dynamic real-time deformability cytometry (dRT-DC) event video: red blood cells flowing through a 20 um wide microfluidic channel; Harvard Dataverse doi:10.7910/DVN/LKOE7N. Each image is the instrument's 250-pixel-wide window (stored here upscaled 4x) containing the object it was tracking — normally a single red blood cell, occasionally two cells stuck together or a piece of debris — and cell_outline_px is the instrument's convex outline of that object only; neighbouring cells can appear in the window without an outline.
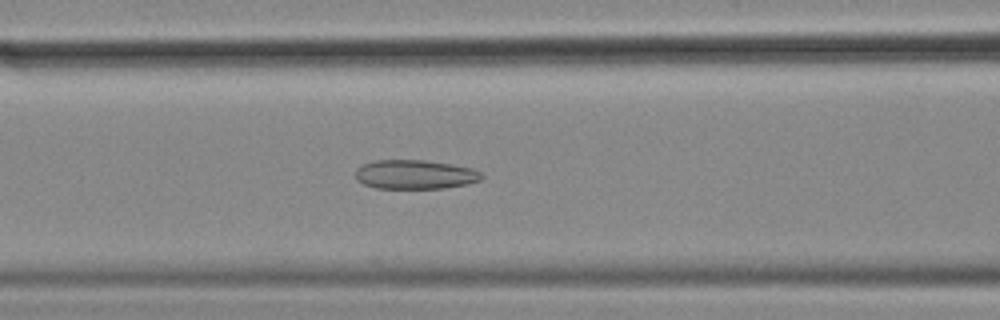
{"species": "common noctule bat (a hibernating species)", "species_latin": "Nyctalus noctula", "temperature_condition": "cold", "stored_images_in_passage": 45, "camera_frame_rate_fps": 3000, "um_per_image_px": 0.085, "animal": {"sex": "female", "body_mass_g": 18.4}, "frame": {"image": 1, "passage_image": 12, "time_ms": 3.667, "image_size_px": [1000, 320], "cell_outline_px": [[484, 176], [480, 180], [468, 184], [444, 188], [376, 188], [364, 184], [356, 180], [356, 168], [364, 164], [376, 160], [424, 160], [452, 164], [472, 168], [480, 172]], "centroid_in_image_um": [35.29, 14.83], "position_along_channel_um": 131.3, "area_um2": 21.44}}
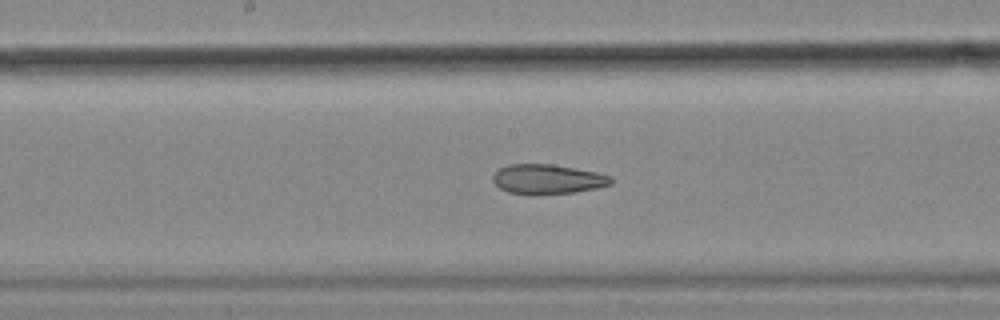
{"frame": {"image": 2, "passage_image": 18, "time_ms": 5.667, "image_size_px": [1000, 320], "cell_outline_px": [[612, 184], [596, 188], [576, 192], [508, 192], [500, 188], [492, 180], [492, 176], [500, 168], [508, 164], [552, 164], [576, 168], [596, 172], [612, 176]], "centroid_in_image_um": [46.57, 15.19], "position_along_channel_um": 201.6, "area_um2": 19.77}}
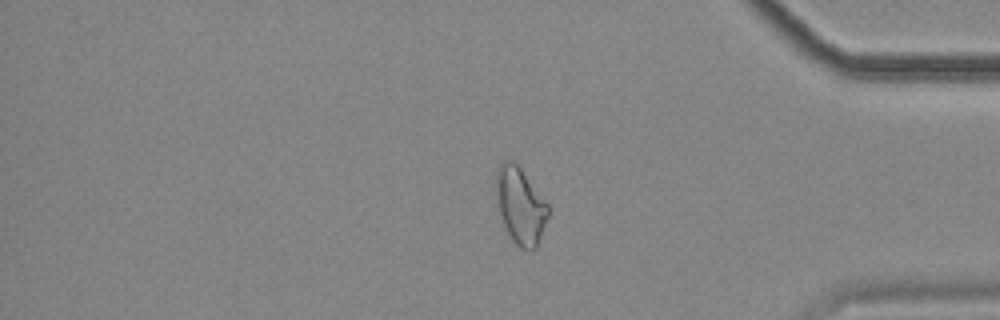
{"frame": {"image": 3, "passage_image": 36, "time_ms": 11.667, "image_size_px": [1000, 320], "cell_outline_px": [[548, 216], [536, 248], [532, 252], [528, 252], [520, 248], [512, 240], [504, 224], [500, 212], [496, 192], [496, 172], [500, 164], [504, 160], [512, 160], [520, 168], [548, 204]], "centroid_in_image_um": [44.24, 17.51], "position_along_channel_um": 391.0, "area_um2": 22.83}, "authors_computed_cell_mechanics": {"area_um2": 22.542, "velocity_mm_per_s": 3.527, "shape_relaxation_time_tau1_ms": null, "shape_relaxation_time_tau2_ms": 4.4372, "deformation_change_tau1": null, "deformation_change_tau2": 0.1322}}